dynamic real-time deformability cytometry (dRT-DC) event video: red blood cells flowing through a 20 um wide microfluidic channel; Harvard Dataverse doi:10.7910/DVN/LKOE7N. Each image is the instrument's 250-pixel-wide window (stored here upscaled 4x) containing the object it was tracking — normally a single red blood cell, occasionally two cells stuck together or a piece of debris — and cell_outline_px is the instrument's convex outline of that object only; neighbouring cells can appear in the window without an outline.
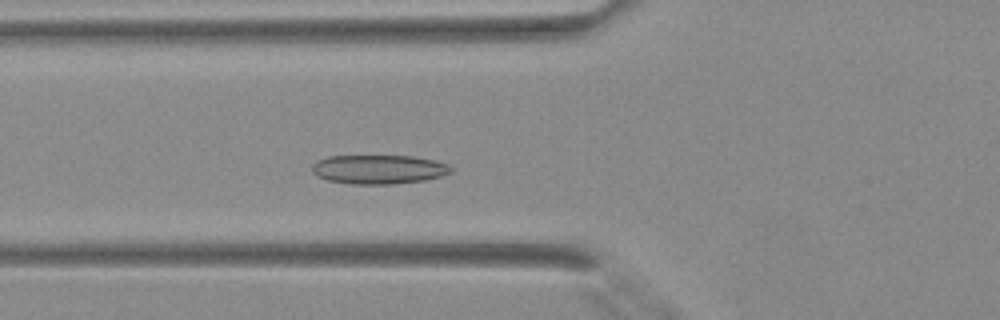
{"species": "Egyptian fruit bat (a non-hibernating species)", "species_latin": "Rousettus aegyptiacus", "temperature_condition": "warm", "stored_images_in_passage": 36, "camera_frame_rate_fps": 3000, "um_per_image_px": 0.085, "animal": {"sex": "female"}, "frame": {"image": 1, "passage_image": 10, "time_ms": 3.0, "image_size_px": [1000, 320], "cell_outline_px": [[452, 172], [440, 176], [424, 180], [392, 184], [352, 184], [328, 180], [316, 176], [312, 172], [312, 164], [316, 160], [328, 156], [412, 156], [432, 160], [448, 164], [452, 168]], "centroid_in_image_um": [32.15, 14.39], "position_along_channel_um": 93.7, "area_um2": 23.52}}
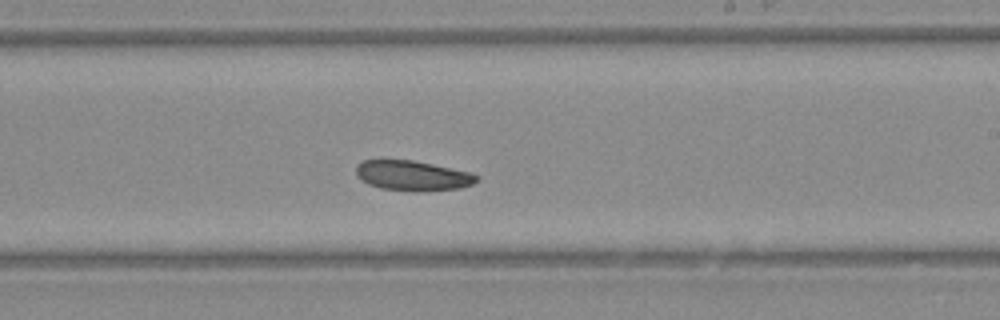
{"frame": {"image": 2, "passage_image": 20, "time_ms": 6.333, "image_size_px": [1000, 320], "cell_outline_px": [[480, 176], [472, 184], [460, 188], [416, 192], [412, 192], [380, 188], [368, 184], [356, 172], [356, 164], [364, 160], [380, 156], [412, 160], [472, 172]], "centroid_in_image_um": [35.02, 14.89], "position_along_channel_um": 254.0, "area_um2": 21.79}}
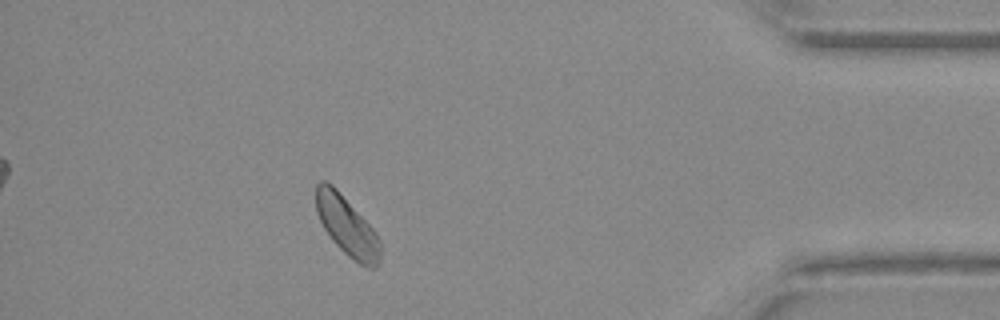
{"frame": {"image": 3, "passage_image": 32, "time_ms": 10.333, "image_size_px": [1000, 320], "cell_outline_px": [[380, 260], [376, 268], [368, 268], [352, 260], [332, 240], [324, 228], [316, 212], [316, 184], [320, 180], [324, 180], [332, 184], [336, 188], [372, 228], [380, 240]], "centroid_in_image_um": [29.48, 19.23], "position_along_channel_um": 405.7, "area_um2": 22.02}}